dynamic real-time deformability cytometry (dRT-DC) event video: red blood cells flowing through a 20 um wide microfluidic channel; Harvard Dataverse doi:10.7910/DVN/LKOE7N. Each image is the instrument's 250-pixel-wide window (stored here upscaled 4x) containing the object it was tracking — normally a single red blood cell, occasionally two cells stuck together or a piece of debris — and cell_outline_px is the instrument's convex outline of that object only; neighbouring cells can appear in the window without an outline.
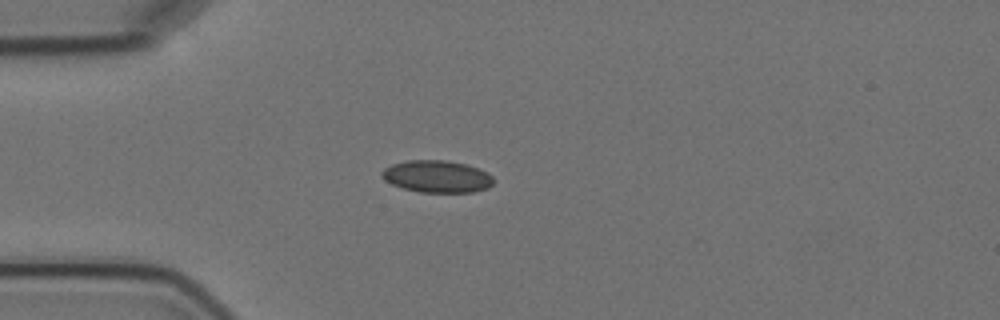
{"species": "Egyptian fruit bat (a non-hibernating species)", "species_latin": "Rousettus aegyptiacus", "temperature_condition": "cold", "stored_images_in_passage": 1, "camera_frame_rate_fps": 3000, "um_per_image_px": 0.085, "animal": {"sex": "female"}, "frame": {"image": 1, "passage_image": 1, "time_ms": 0.0, "image_size_px": [1000, 320], "cell_outline_px": [[492, 184], [488, 188], [472, 192], [420, 192], [404, 188], [392, 184], [384, 180], [380, 176], [380, 172], [384, 168], [392, 164], [408, 160], [448, 160], [468, 164], [488, 172], [492, 176]], "centroid_in_image_um": [37.13, 14.99], "position_along_channel_um": 47.9, "area_um2": 21.04}}